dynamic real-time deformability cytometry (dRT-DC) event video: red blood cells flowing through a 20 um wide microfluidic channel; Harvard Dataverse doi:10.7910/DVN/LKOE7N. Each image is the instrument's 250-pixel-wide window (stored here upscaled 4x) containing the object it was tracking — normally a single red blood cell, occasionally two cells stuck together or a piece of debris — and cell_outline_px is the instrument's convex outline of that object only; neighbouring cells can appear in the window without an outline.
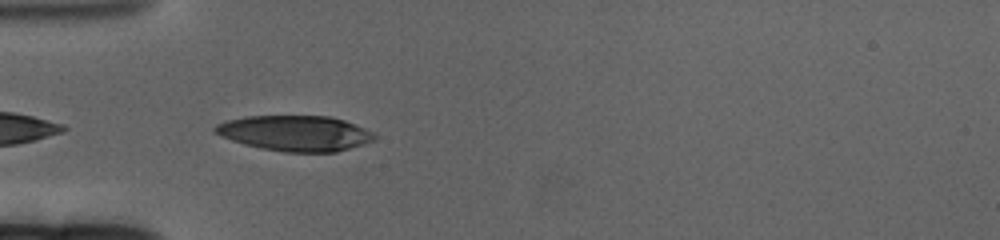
{"species": "human", "species_latin": "Homo sapiens", "temperature_condition": "cold", "stored_images_in_passage": 45, "camera_frame_rate_fps": 3000, "um_per_image_px": 0.085, "donor": {"sex": "female"}, "frame": {"image": 1, "passage_image": 2, "time_ms": 0.333, "image_size_px": [1000, 240], "cell_outline_px": [[376, 140], [364, 144], [336, 152], [284, 152], [260, 148], [244, 144], [220, 136], [212, 132], [212, 128], [216, 124], [228, 120], [248, 116], [328, 116], [344, 120], [364, 128], [372, 132], [376, 136]], "centroid_in_image_um": [25.07, 11.33], "position_along_channel_um": 59.9, "area_um2": 33.0}}
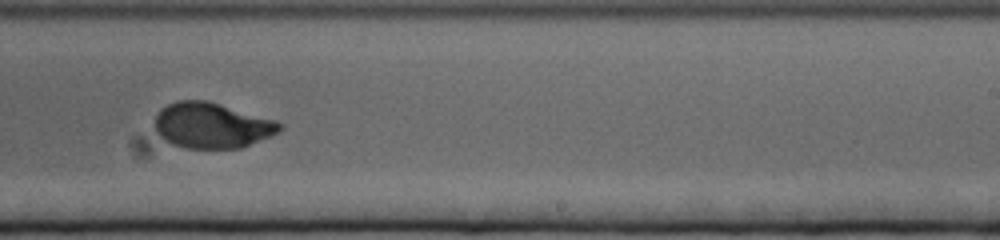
{"frame": {"image": 2, "passage_image": 22, "time_ms": 7.0, "image_size_px": [1000, 240], "cell_outline_px": [[284, 128], [280, 132], [272, 136], [240, 148], [188, 148], [172, 144], [164, 140], [156, 132], [156, 116], [160, 108], [176, 100], [204, 100], [220, 104], [276, 120], [284, 124]], "centroid_in_image_um": [18.04, 10.66], "position_along_channel_um": 271.0, "area_um2": 33.23}}
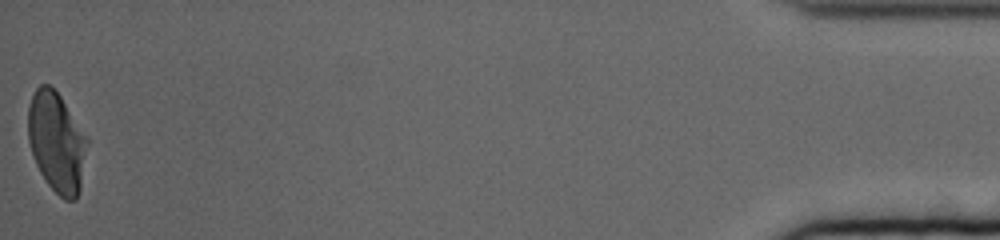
{"frame": {"image": 3, "passage_image": 45, "time_ms": 14.667, "image_size_px": [1000, 240], "cell_outline_px": [[88, 144], [80, 188], [76, 200], [64, 200], [48, 184], [40, 172], [36, 164], [28, 140], [28, 108], [32, 96], [36, 88], [40, 84], [48, 84], [60, 96], [88, 136]], "centroid_in_image_um": [4.83, 12.08], "position_along_channel_um": 430.4, "area_um2": 34.45}, "authors_computed_cell_mechanics": {"area_um2": 33.524, "velocity_mm_per_s": 3.2372, "shape_relaxation_time_tau1_ms": 3.9022, "shape_relaxation_time_tau2_ms": null, "deformation_change_tau1": 0.1862, "deformation_change_tau2": null}}